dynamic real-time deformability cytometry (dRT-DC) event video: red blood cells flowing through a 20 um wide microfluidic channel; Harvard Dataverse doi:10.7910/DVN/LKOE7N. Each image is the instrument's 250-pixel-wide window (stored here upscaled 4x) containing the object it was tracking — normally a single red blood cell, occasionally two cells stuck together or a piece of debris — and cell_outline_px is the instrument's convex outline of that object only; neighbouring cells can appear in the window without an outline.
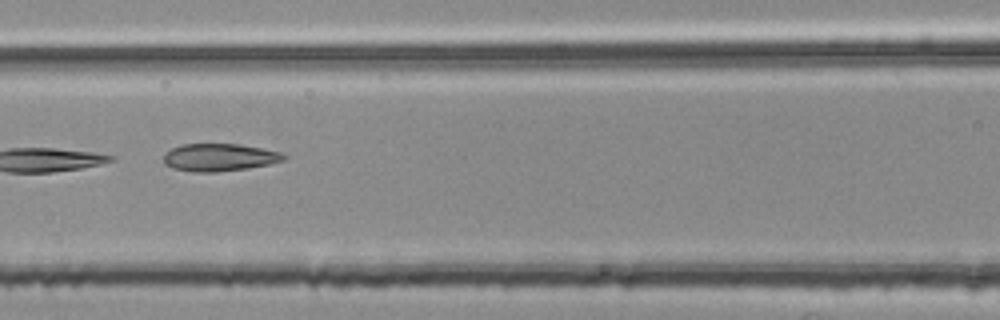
{"species": "common noctule bat (a hibernating species)", "species_latin": "Nyctalus noctula", "temperature_condition": "room temperature", "stored_images_in_passage": 4, "camera_frame_rate_fps": 3000, "um_per_image_px": 0.085, "animal": {"sex": "female", "body_mass_g": 25.1}, "frame": {"image": 1, "passage_image": 4, "time_ms": 1.0, "image_size_px": [1000, 320], "cell_outline_px": [[288, 156], [284, 160], [268, 164], [248, 168], [216, 172], [192, 172], [172, 168], [164, 164], [164, 156], [172, 148], [180, 144], [240, 144], [264, 148], [280, 152]], "centroid_in_image_um": [18.66, 13.37], "position_along_channel_um": 147.9, "area_um2": 19.36}}